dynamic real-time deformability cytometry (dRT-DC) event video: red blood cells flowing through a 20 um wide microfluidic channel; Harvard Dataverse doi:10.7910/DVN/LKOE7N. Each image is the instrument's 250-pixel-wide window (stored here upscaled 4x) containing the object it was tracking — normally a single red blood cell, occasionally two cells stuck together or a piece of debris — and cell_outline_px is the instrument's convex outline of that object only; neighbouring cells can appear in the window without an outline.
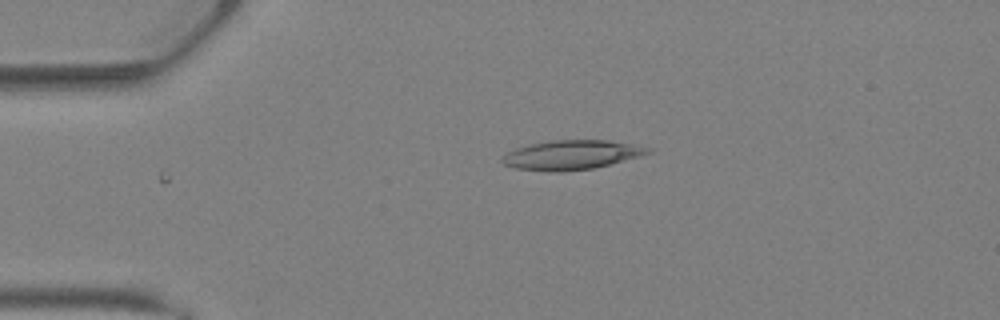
{"species": "Egyptian fruit bat (a non-hibernating species)", "species_latin": "Rousettus aegyptiacus", "temperature_condition": "warm", "stored_images_in_passage": 30, "camera_frame_rate_fps": 3000, "um_per_image_px": 0.085, "animal": {"sex": "female"}, "frame": {"image": 1, "passage_image": 1, "time_ms": 0.0, "image_size_px": [1000, 320], "cell_outline_px": [[652, 152], [608, 164], [592, 168], [560, 172], [552, 172], [516, 168], [504, 164], [500, 160], [508, 152], [516, 148], [528, 144], [552, 140], [608, 140], [632, 144], [652, 148]], "centroid_in_image_um": [48.54, 13.16], "position_along_channel_um": 36.5, "area_um2": 24.62}}
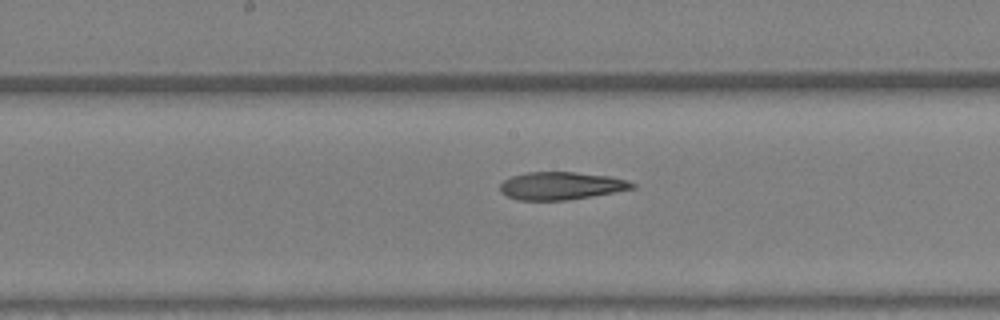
{"frame": {"image": 2, "passage_image": 12, "time_ms": 3.667, "image_size_px": [1000, 320], "cell_outline_px": [[636, 188], [616, 192], [568, 200], [520, 200], [508, 196], [500, 192], [500, 184], [504, 180], [512, 176], [528, 172], [572, 172], [608, 176], [628, 180], [636, 184]], "centroid_in_image_um": [47.72, 15.79], "position_along_channel_um": 200.5, "area_um2": 21.33}}
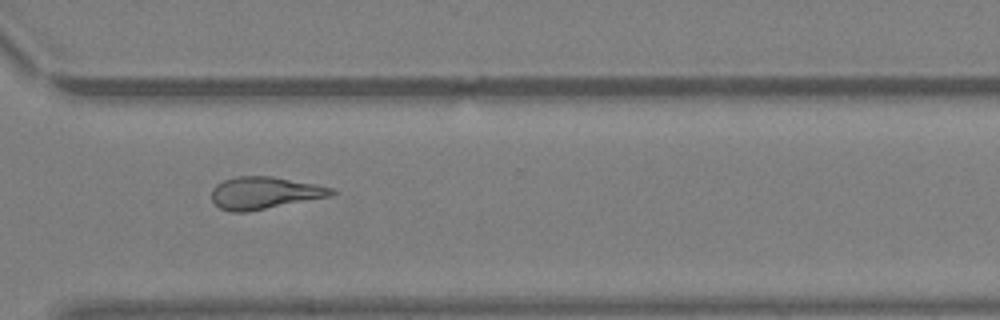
{"frame": {"image": 3, "passage_image": 20, "time_ms": 6.333, "image_size_px": [1000, 320], "cell_outline_px": [[336, 192], [328, 196], [248, 212], [232, 212], [220, 208], [212, 200], [212, 188], [216, 184], [224, 180], [236, 176], [272, 176], [316, 184], [332, 188]], "centroid_in_image_um": [22.44, 16.39], "position_along_channel_um": 348.2, "area_um2": 22.31}}